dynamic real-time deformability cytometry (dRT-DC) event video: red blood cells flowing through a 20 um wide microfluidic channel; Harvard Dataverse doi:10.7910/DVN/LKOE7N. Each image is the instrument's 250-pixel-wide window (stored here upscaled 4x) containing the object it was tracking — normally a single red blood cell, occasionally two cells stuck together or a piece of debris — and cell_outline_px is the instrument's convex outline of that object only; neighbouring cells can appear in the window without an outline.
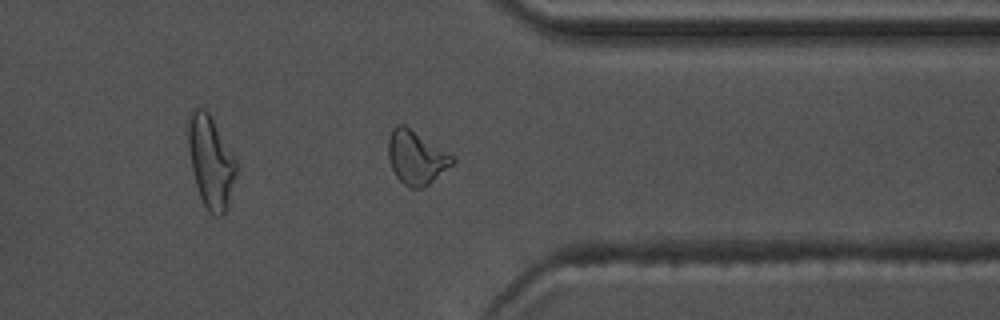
{"species": "common noctule bat (a hibernating species)", "species_latin": "Nyctalus noctula", "temperature_condition": "warm", "stored_images_in_passage": 43, "camera_frame_rate_fps": 3000, "um_per_image_px": 0.085, "animal": {"sex": "male", "body_mass_g": 17.5, "forearm_length_mm": 52.3}, "frame": {"image": 1, "passage_image": 31, "time_ms": 10.0, "image_size_px": [1000, 320], "cell_outline_px": [[456, 160], [452, 164], [424, 188], [412, 188], [404, 184], [396, 176], [392, 168], [388, 156], [388, 140], [392, 128], [396, 124], [404, 124], [456, 156]], "centroid_in_image_um": [35.39, 13.36], "position_along_channel_um": 376.0, "area_um2": 20.11}, "authors_computed_cell_mechanics": {"area_um2": 18.3226, "velocity_mm_per_s": 3.7278, "shape_relaxation_time_tau1_ms": 9.166, "shape_relaxation_time_tau2_ms": 2.4621, "deformation_change_tau1": 0.2585, "deformation_change_tau2": 0.0908}}